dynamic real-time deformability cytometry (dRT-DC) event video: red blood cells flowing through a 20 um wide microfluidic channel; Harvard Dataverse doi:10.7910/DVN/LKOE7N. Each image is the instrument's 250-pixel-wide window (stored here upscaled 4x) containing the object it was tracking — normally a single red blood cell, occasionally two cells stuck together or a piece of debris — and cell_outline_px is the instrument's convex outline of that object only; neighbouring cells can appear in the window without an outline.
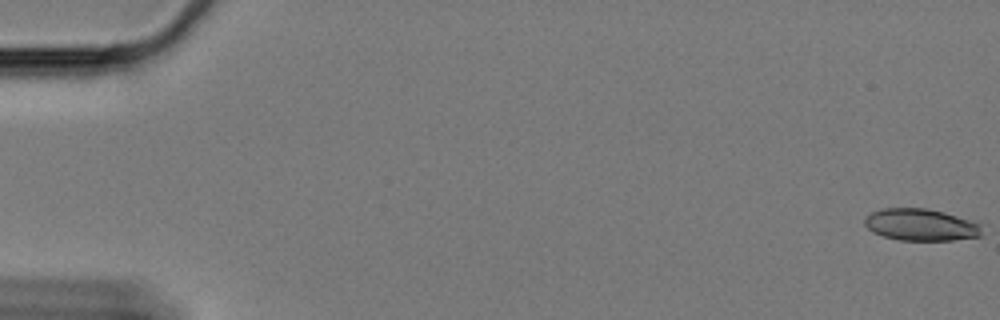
{"species": "Egyptian fruit bat (a non-hibernating species)", "species_latin": "Rousettus aegyptiacus", "temperature_condition": "cold", "stored_images_in_passage": 61, "camera_frame_rate_fps": 3000, "um_per_image_px": 0.085, "animal": {"sex": "female"}, "frame": {"image": 1, "passage_image": 1, "time_ms": 0.0, "image_size_px": [1000, 320], "cell_outline_px": [[984, 224], [980, 236], [952, 240], [900, 240], [884, 236], [872, 232], [864, 224], [864, 220], [872, 212], [884, 208], [924, 208], [944, 212]], "centroid_in_image_um": [78.3, 19.1], "position_along_channel_um": 6.7, "area_um2": 21.79}}
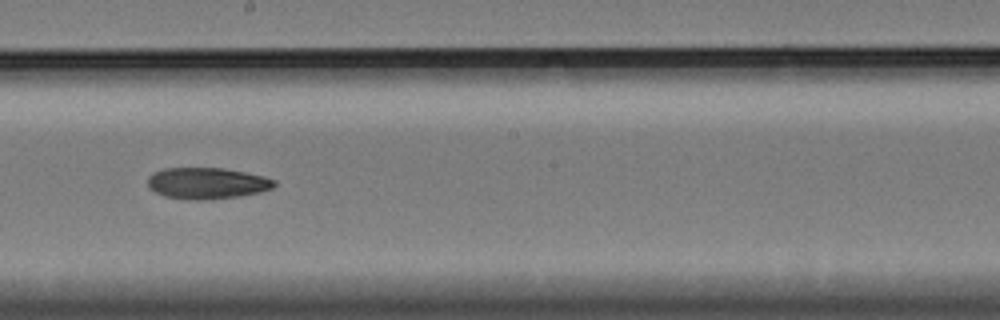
{"frame": {"image": 2, "passage_image": 35, "time_ms": 11.333, "image_size_px": [1000, 320], "cell_outline_px": [[276, 184], [272, 188], [260, 192], [240, 196], [212, 200], [192, 200], [164, 196], [148, 188], [148, 176], [152, 172], [164, 168], [224, 168], [244, 172], [276, 180]], "centroid_in_image_um": [17.56, 15.58], "position_along_channel_um": 230.6, "area_um2": 23.24}}
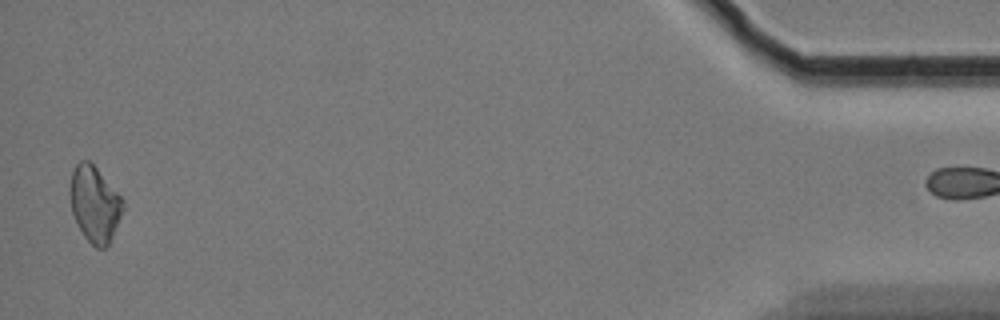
{"frame": {"image": 3, "passage_image": 60, "time_ms": 19.667, "image_size_px": [1000, 320], "cell_outline_px": [[124, 208], [112, 236], [108, 244], [104, 248], [96, 248], [84, 236], [72, 212], [72, 172], [76, 164], [80, 160], [88, 160], [96, 168], [120, 196], [124, 204]], "centroid_in_image_um": [8.07, 17.36], "position_along_channel_um": 427.1, "area_um2": 22.43}}